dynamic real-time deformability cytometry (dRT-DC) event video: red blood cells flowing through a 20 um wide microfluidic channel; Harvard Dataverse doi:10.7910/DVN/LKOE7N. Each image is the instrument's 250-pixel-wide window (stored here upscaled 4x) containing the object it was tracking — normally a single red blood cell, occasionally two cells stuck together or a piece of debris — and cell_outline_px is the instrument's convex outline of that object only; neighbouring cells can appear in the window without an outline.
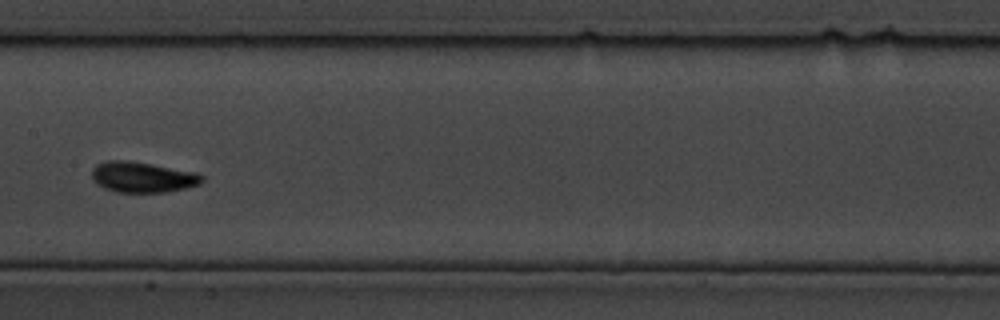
{"species": "common noctule bat (a hibernating species)", "species_latin": "Nyctalus noctula", "temperature_condition": "cold", "stored_images_in_passage": 13, "camera_frame_rate_fps": 3000, "um_per_image_px": 0.085, "animal": {"sex": "male", "body_mass_g": 19.5, "forearm_length_mm": 54.6}, "frame": {"image": 1, "passage_image": 10, "time_ms": 3.0, "image_size_px": [1000, 320], "cell_outline_px": [[204, 180], [200, 184], [184, 188], [164, 192], [116, 192], [104, 188], [92, 176], [92, 168], [96, 164], [104, 160], [128, 160], [152, 164], [192, 172], [204, 176]], "centroid_in_image_um": [12.09, 15.04], "position_along_channel_um": 195.3, "area_um2": 19.42}}